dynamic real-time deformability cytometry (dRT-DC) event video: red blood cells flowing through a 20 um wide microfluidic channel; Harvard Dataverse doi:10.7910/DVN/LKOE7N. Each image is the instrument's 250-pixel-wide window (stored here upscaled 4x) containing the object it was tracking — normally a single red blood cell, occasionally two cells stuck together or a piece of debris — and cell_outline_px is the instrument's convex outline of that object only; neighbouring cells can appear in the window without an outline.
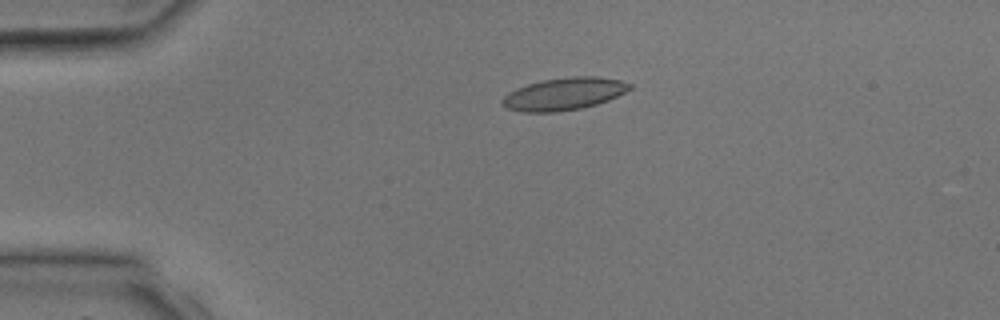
{"species": "common noctule bat (a hibernating species)", "species_latin": "Nyctalus noctula", "temperature_condition": "room temperature", "stored_images_in_passage": 4, "camera_frame_rate_fps": 3000, "um_per_image_px": 0.085, "animal": {"sex": "male", "body_mass_g": 17.9, "forearm_length_mm": 54.2}, "frame": {"image": 1, "passage_image": 3, "time_ms": 2.667, "image_size_px": [1000, 320], "cell_outline_px": [[632, 88], [608, 100], [596, 104], [580, 108], [556, 112], [524, 112], [508, 108], [500, 100], [508, 92], [528, 84], [544, 80], [576, 76], [596, 76], [620, 80], [632, 84]], "centroid_in_image_um": [47.95, 7.98], "position_along_channel_um": 37.1, "area_um2": 23.7}}